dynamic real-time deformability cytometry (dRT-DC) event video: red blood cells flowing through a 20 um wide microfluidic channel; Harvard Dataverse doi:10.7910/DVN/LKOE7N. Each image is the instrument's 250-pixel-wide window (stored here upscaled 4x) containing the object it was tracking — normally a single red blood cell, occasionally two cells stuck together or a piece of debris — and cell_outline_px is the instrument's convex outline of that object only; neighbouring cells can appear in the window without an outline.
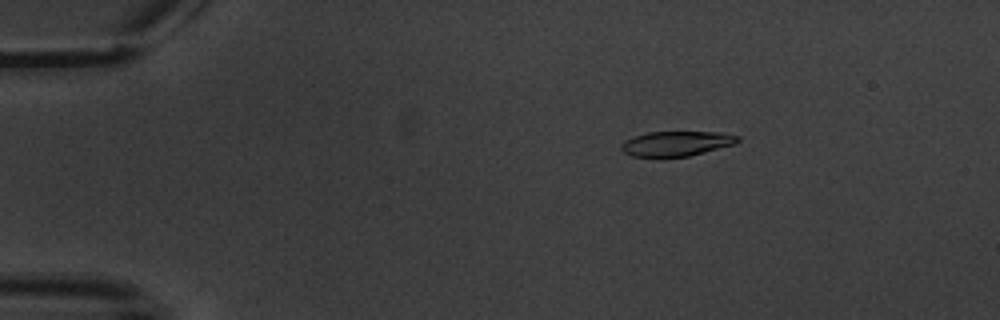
{"species": "common noctule bat (a hibernating species)", "species_latin": "Nyctalus noctula", "temperature_condition": "warm", "stored_images_in_passage": 6, "camera_frame_rate_fps": 3000, "um_per_image_px": 0.085, "animal": {"sex": "male", "body_mass_g": 20.1, "forearm_length_mm": 53.5}, "frame": {"image": 1, "passage_image": 4, "time_ms": 3.333, "image_size_px": [1000, 320], "cell_outline_px": [[740, 140], [736, 144], [688, 156], [632, 156], [624, 152], [620, 148], [620, 144], [624, 140], [648, 132], [720, 132], [740, 136]], "centroid_in_image_um": [57.52, 12.19], "position_along_channel_um": 27.5, "area_um2": 16.76}}